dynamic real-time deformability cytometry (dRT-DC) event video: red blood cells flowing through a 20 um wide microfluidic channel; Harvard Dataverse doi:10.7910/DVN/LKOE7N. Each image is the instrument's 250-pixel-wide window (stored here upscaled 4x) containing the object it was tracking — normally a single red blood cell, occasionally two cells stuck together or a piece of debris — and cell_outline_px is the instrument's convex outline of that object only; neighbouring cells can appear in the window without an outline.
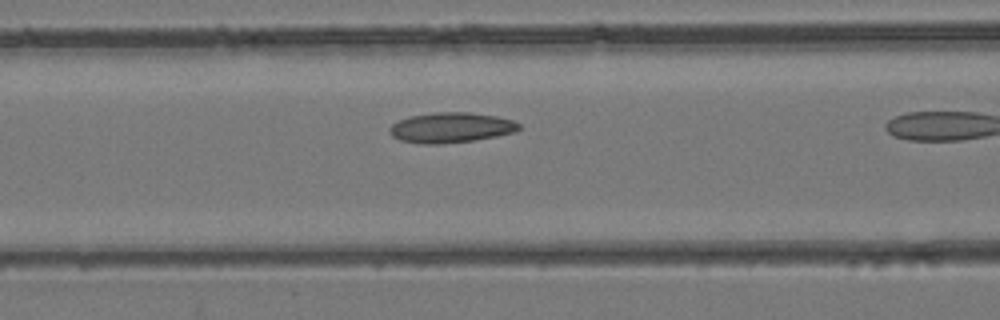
{"species": "common noctule bat (a hibernating species)", "species_latin": "Nyctalus noctula", "temperature_condition": "room temperature", "stored_images_in_passage": 11, "camera_frame_rate_fps": 3000, "um_per_image_px": 0.085, "animal": {"sex": "female", "body_mass_g": 24.6, "forearm_length_mm": 56.2}, "frame": {"image": 1, "passage_image": 8, "time_ms": 2.333, "image_size_px": [1000, 320], "cell_outline_px": [[520, 128], [516, 132], [496, 136], [472, 140], [444, 144], [420, 144], [400, 140], [392, 136], [388, 132], [388, 128], [392, 124], [408, 116], [432, 112], [472, 112], [496, 116], [512, 120], [520, 124]], "centroid_in_image_um": [38.3, 10.84], "position_along_channel_um": 128.3, "area_um2": 23.0}}
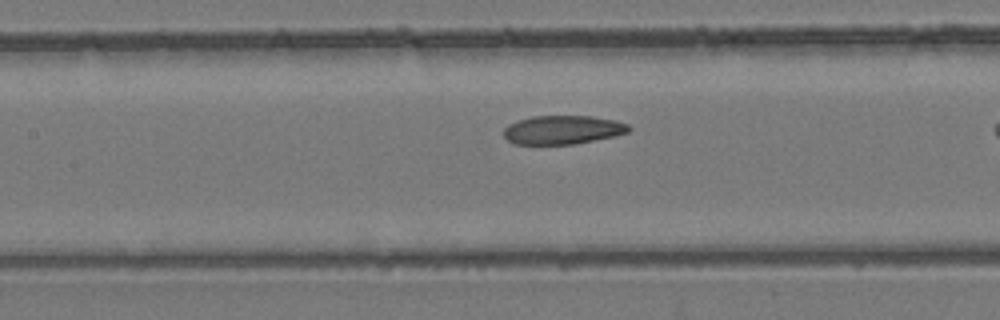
{"frame": {"image": 2, "passage_image": 10, "time_ms": 3.0, "image_size_px": [1000, 320], "cell_outline_px": [[632, 128], [628, 132], [616, 136], [572, 144], [516, 144], [508, 140], [504, 136], [504, 128], [508, 124], [532, 116], [592, 116], [616, 120], [628, 124]], "centroid_in_image_um": [47.86, 11.03], "position_along_channel_um": 159.5, "area_um2": 20.92}}